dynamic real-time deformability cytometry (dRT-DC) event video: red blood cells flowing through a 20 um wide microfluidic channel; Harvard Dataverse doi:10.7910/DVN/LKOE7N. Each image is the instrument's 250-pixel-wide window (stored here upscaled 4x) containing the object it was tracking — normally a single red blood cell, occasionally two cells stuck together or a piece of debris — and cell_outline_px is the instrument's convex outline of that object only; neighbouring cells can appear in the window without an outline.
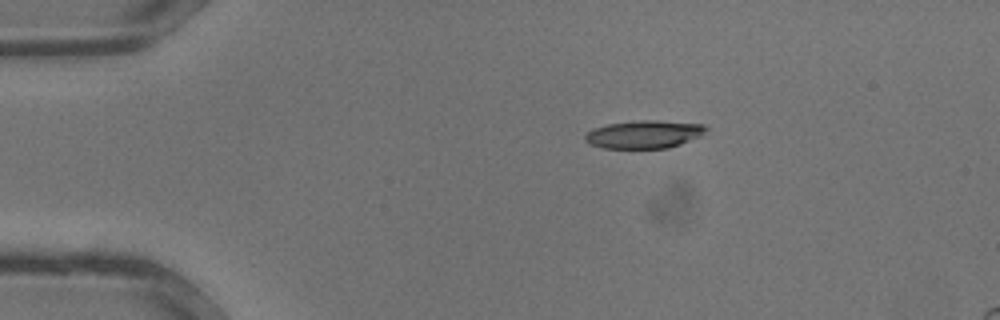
{"species": "common noctule bat (a hibernating species)", "species_latin": "Nyctalus noctula", "temperature_condition": "warm", "stored_images_in_passage": 29, "camera_frame_rate_fps": 3000, "um_per_image_px": 0.085, "animal": {"sex": "male", "body_mass_g": 13.3}, "frame": {"image": 1, "passage_image": 1, "time_ms": 0.0, "image_size_px": [1000, 320], "cell_outline_px": [[708, 128], [700, 136], [680, 144], [668, 148], [604, 148], [592, 144], [584, 140], [584, 136], [588, 132], [596, 128], [608, 124], [644, 120], [656, 120], [704, 124]], "centroid_in_image_um": [54.78, 11.42], "position_along_channel_um": 30.2, "area_um2": 19.42}}
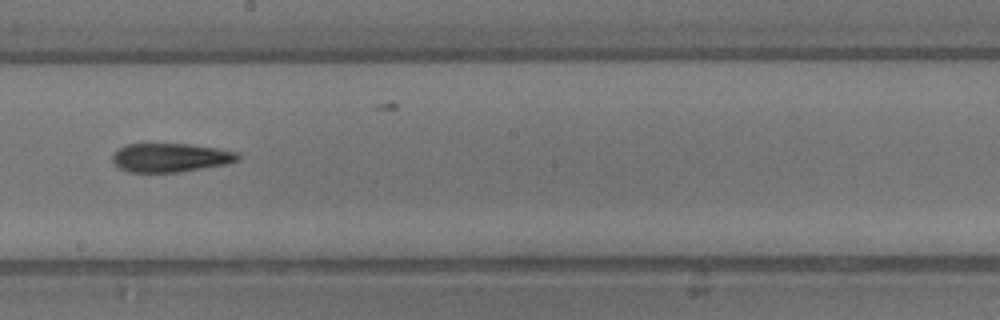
{"frame": {"image": 2, "passage_image": 14, "time_ms": 4.333, "image_size_px": [1000, 320], "cell_outline_px": [[240, 156], [236, 160], [224, 164], [180, 172], [128, 172], [120, 168], [112, 160], [112, 156], [120, 148], [128, 144], [188, 144], [216, 148], [236, 152]], "centroid_in_image_um": [14.46, 13.4], "position_along_channel_um": 233.7, "area_um2": 20.63}}
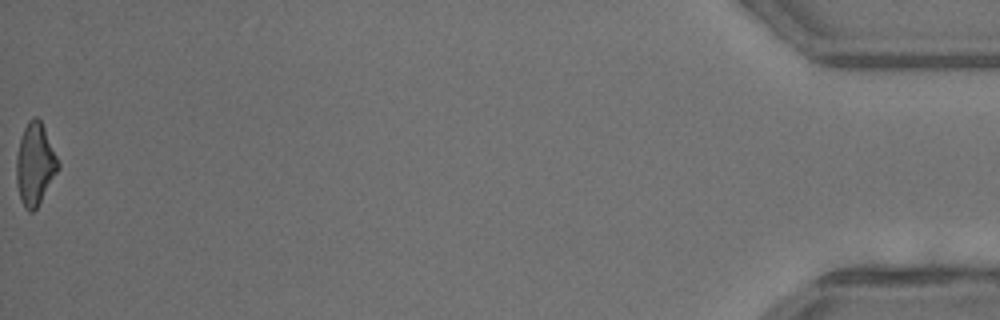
{"frame": {"image": 3, "passage_image": 29, "time_ms": 9.333, "image_size_px": [1000, 320], "cell_outline_px": [[60, 168], [36, 208], [32, 212], [28, 212], [24, 208], [20, 200], [16, 184], [16, 156], [20, 136], [28, 120], [32, 116], [36, 116], [40, 120], [44, 128], [60, 164]], "centroid_in_image_um": [2.95, 13.96], "position_along_channel_um": 432.2, "area_um2": 20.06}}